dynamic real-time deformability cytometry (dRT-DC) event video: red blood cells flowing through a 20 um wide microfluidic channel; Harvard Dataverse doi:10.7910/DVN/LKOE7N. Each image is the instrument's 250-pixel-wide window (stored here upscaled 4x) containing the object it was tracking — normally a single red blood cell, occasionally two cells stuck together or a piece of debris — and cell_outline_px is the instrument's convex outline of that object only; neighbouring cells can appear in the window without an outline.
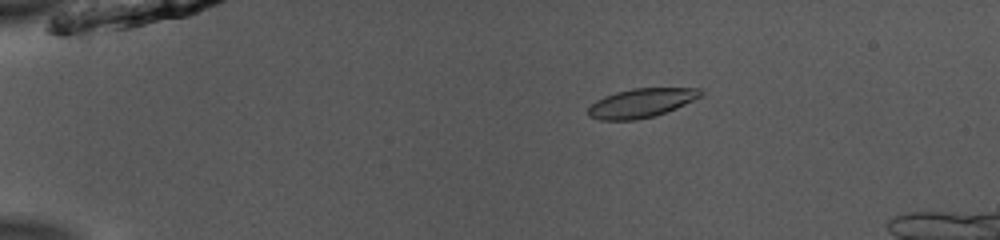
{"species": "common noctule bat (a hibernating species)", "species_latin": "Nyctalus noctula", "temperature_condition": "room temperature", "stored_images_in_passage": 52, "camera_frame_rate_fps": 3000, "um_per_image_px": 0.085, "animal": {"sex": "male", "body_mass_g": 13.0, "forearm_length_mm": 53.1}, "frame": {"image": 1, "passage_image": 11, "time_ms": 3.333, "image_size_px": [1000, 240], "cell_outline_px": [[704, 92], [700, 96], [676, 108], [652, 116], [636, 120], [600, 120], [588, 116], [588, 108], [596, 100], [604, 96], [616, 92], [632, 88], [704, 88]], "centroid_in_image_um": [54.49, 8.74], "position_along_channel_um": 30.5, "area_um2": 18.9}}
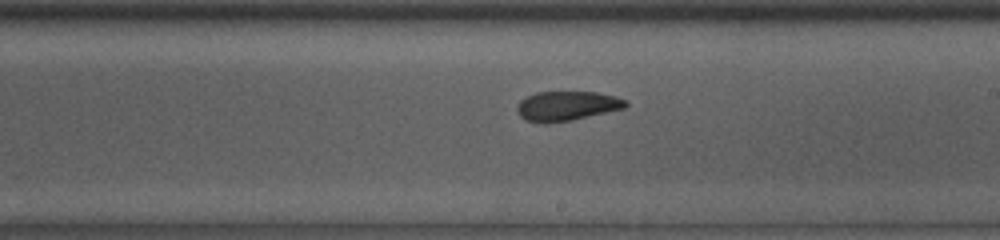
{"frame": {"image": 2, "passage_image": 32, "time_ms": 10.333, "image_size_px": [1000, 240], "cell_outline_px": [[628, 104], [624, 108], [572, 120], [544, 124], [524, 120], [520, 116], [516, 108], [520, 100], [536, 92], [596, 92], [616, 96], [624, 100]], "centroid_in_image_um": [48.14, 9.01], "position_along_channel_um": 240.9, "area_um2": 18.67}}
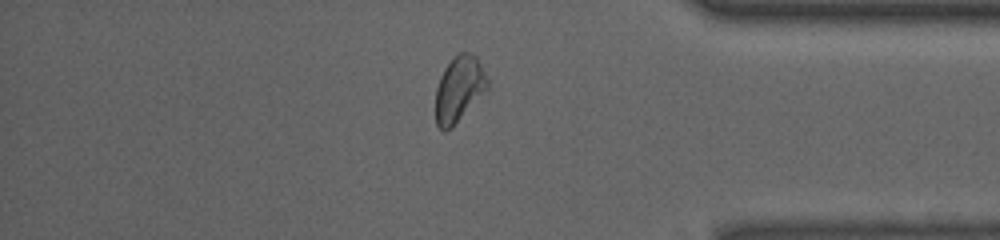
{"frame": {"image": 3, "passage_image": 45, "time_ms": 14.667, "image_size_px": [1000, 240], "cell_outline_px": [[488, 92], [452, 128], [444, 132], [436, 124], [436, 88], [440, 76], [444, 68], [460, 52], [468, 52], [476, 56], [488, 80]], "centroid_in_image_um": [39.04, 7.62], "position_along_channel_um": 396.2, "area_um2": 20.11}}